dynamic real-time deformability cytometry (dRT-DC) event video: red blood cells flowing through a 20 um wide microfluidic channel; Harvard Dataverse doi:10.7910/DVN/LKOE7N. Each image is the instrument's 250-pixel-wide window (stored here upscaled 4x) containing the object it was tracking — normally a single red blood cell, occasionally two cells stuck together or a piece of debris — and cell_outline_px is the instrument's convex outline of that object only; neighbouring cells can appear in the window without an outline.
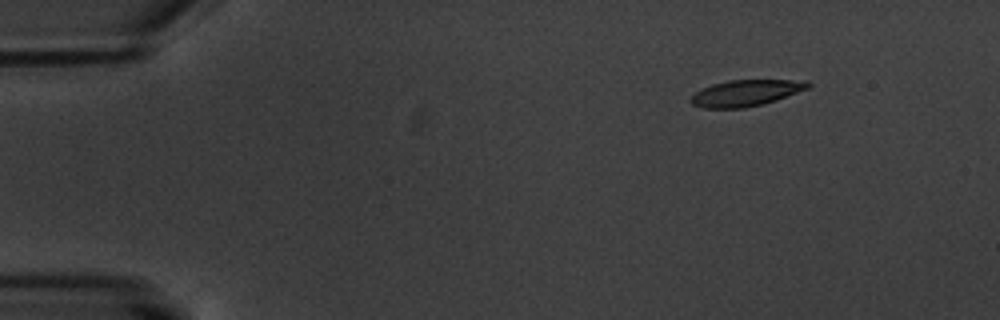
{"species": "common noctule bat (a hibernating species)", "species_latin": "Nyctalus noctula", "temperature_condition": "warm", "stored_images_in_passage": 5, "camera_frame_rate_fps": 3000, "um_per_image_px": 0.085, "animal": {"sex": "male", "body_mass_g": 20.1, "forearm_length_mm": 53.5}, "frame": {"image": 1, "passage_image": 1, "time_ms": 0.0, "image_size_px": [1000, 320], "cell_outline_px": [[812, 84], [808, 88], [776, 100], [764, 104], [744, 108], [704, 108], [692, 104], [688, 100], [696, 92], [712, 84], [728, 80], [808, 80]], "centroid_in_image_um": [63.4, 7.9], "position_along_channel_um": 21.6, "area_um2": 17.92}}
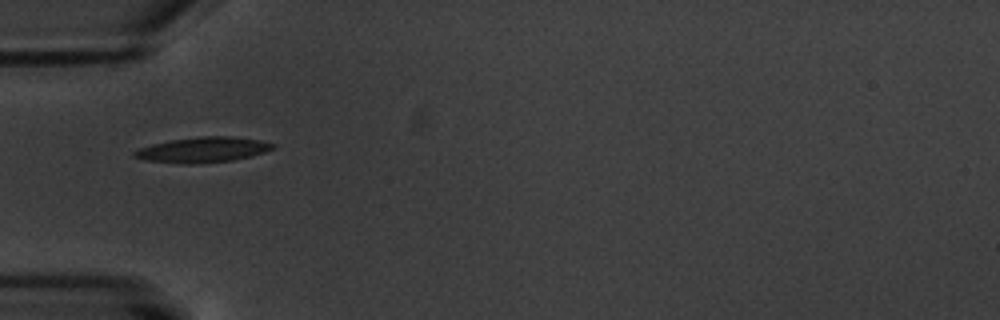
{"frame": {"image": 2, "passage_image": 4, "time_ms": 4.0, "image_size_px": [1000, 320], "cell_outline_px": [[276, 148], [252, 156], [232, 160], [192, 164], [180, 164], [144, 160], [132, 156], [132, 152], [140, 148], [152, 144], [172, 140], [200, 136], [232, 136], [260, 140], [276, 144]], "centroid_in_image_um": [17.25, 12.73], "position_along_channel_um": 67.8, "area_um2": 20.52}}